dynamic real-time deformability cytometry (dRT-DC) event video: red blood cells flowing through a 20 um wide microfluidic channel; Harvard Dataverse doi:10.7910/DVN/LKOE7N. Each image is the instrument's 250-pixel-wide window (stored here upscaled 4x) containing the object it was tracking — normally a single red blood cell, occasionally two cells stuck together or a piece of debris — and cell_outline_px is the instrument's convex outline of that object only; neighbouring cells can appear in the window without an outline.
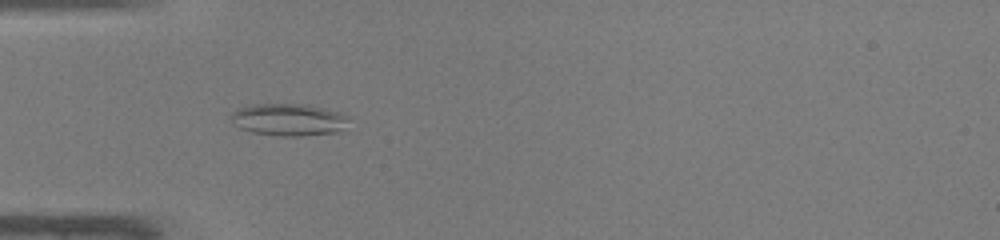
{"species": "common noctule bat (a hibernating species)", "species_latin": "Nyctalus noctula", "temperature_condition": "warm", "stored_images_in_passage": 35, "camera_frame_rate_fps": 3000, "um_per_image_px": 0.085, "animal": {"sex": "male", "body_mass_g": 19.0, "forearm_length_mm": 50.8}, "frame": {"image": 1, "passage_image": 3, "time_ms": 0.667, "image_size_px": [1000, 240], "cell_outline_px": [[348, 116], [340, 132], [304, 136], [280, 136], [252, 132], [240, 128], [232, 120], [232, 112], [248, 104], [300, 104], [340, 112]], "centroid_in_image_um": [24.51, 10.18], "position_along_channel_um": 60.5, "area_um2": 21.79}}
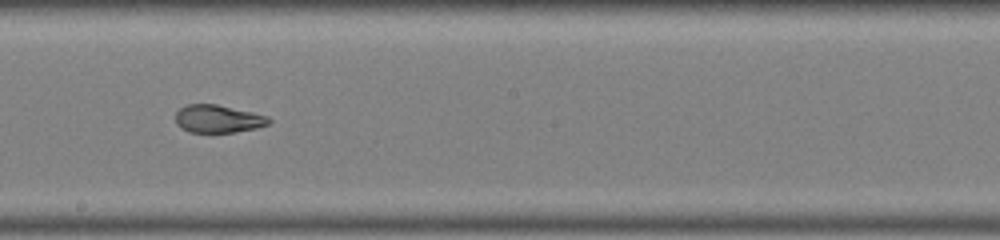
{"frame": {"image": 2, "passage_image": 15, "time_ms": 4.667, "image_size_px": [1000, 240], "cell_outline_px": [[272, 120], [268, 124], [256, 128], [236, 132], [188, 132], [180, 128], [176, 124], [176, 112], [180, 108], [188, 104], [216, 104], [252, 112], [268, 116]], "centroid_in_image_um": [18.52, 10.1], "position_along_channel_um": 229.7, "area_um2": 15.14}}
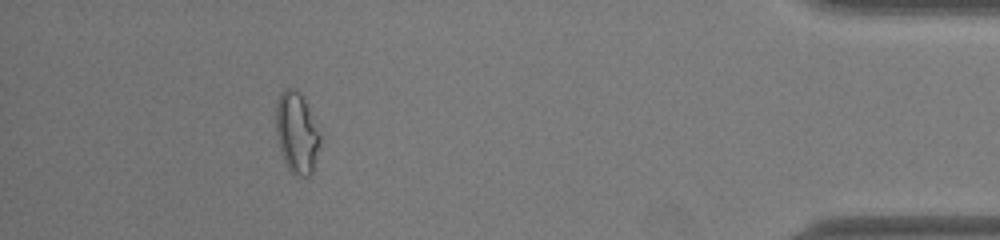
{"frame": {"image": 3, "passage_image": 31, "time_ms": 10.0, "image_size_px": [1000, 240], "cell_outline_px": [[320, 144], [312, 172], [308, 176], [300, 176], [292, 172], [284, 164], [280, 152], [276, 136], [276, 104], [280, 92], [284, 88], [296, 88], [300, 92], [320, 132]], "centroid_in_image_um": [25.2, 11.27], "position_along_channel_um": 410.0, "area_um2": 20.98}, "authors_computed_cell_mechanics": {"area_um2": 17.1666, "velocity_mm_per_s": 4.3256, "shape_relaxation_time_tau1_ms": null, "shape_relaxation_time_tau2_ms": 0.7768, "deformation_change_tau1": null, "deformation_change_tau2": 0.0665}}